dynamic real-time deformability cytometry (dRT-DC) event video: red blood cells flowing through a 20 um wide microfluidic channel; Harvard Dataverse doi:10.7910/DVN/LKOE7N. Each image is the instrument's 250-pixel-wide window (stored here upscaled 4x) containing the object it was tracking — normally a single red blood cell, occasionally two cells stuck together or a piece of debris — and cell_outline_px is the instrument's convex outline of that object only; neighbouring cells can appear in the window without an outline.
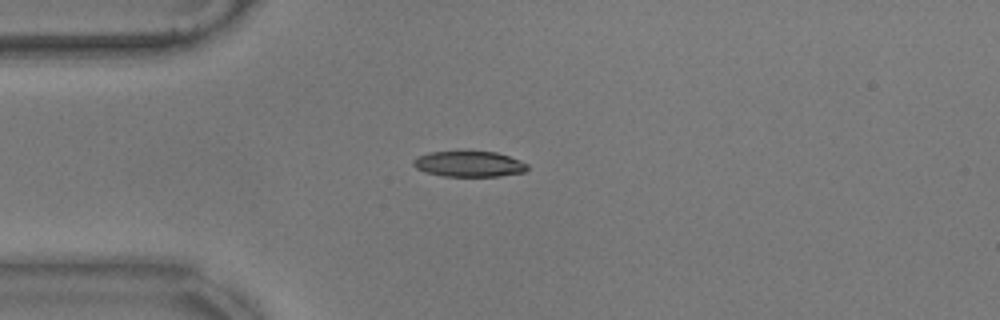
{"species": "common noctule bat (a hibernating species)", "species_latin": "Nyctalus noctula", "temperature_condition": "warm", "stored_images_in_passage": 44, "camera_frame_rate_fps": 3000, "um_per_image_px": 0.085, "animal": {"sex": "male", "body_mass_g": 17.9}, "frame": {"image": 1, "passage_image": 1, "time_ms": 0.0, "image_size_px": [1000, 320], "cell_outline_px": [[528, 168], [524, 172], [500, 176], [444, 176], [424, 172], [416, 168], [412, 164], [412, 160], [428, 152], [496, 152], [520, 160], [528, 164]], "centroid_in_image_um": [39.87, 13.95], "position_along_channel_um": 45.1, "area_um2": 16.94}}
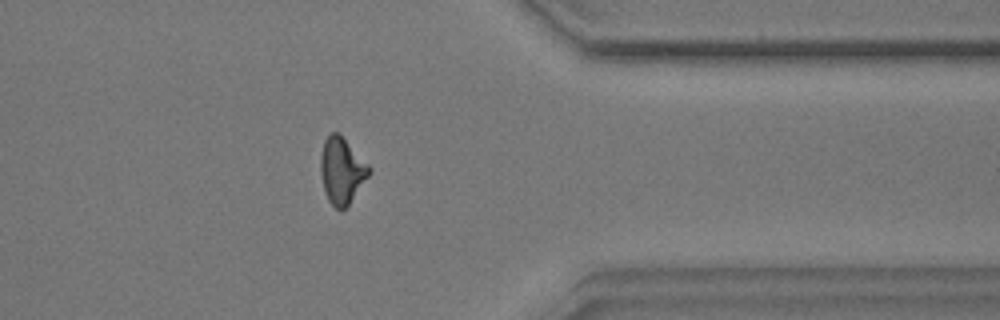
{"frame": {"image": 2, "passage_image": 32, "time_ms": 10.333, "image_size_px": [1000, 320], "cell_outline_px": [[372, 172], [348, 204], [340, 212], [328, 200], [324, 192], [320, 172], [320, 156], [324, 140], [332, 132], [340, 132], [372, 168]], "centroid_in_image_um": [29.05, 14.47], "position_along_channel_um": 382.3, "area_um2": 18.96}}
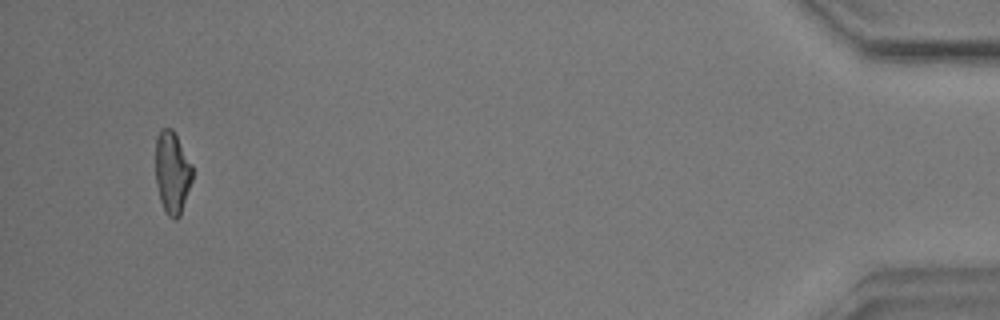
{"frame": {"image": 3, "passage_image": 41, "time_ms": 13.333, "image_size_px": [1000, 320], "cell_outline_px": [[192, 180], [180, 216], [176, 220], [168, 216], [160, 200], [156, 184], [156, 136], [164, 128], [172, 128], [192, 164]], "centroid_in_image_um": [14.64, 14.67], "position_along_channel_um": 420.6, "area_um2": 17.51}, "authors_computed_cell_mechanics": {"area_um2": 17.8313, "velocity_mm_per_s": 3.5251, "shape_relaxation_time_tau1_ms": 6.8807, "shape_relaxation_time_tau2_ms": 3.0701, "deformation_change_tau1": 0.2031, "deformation_change_tau2": 0.1147}}